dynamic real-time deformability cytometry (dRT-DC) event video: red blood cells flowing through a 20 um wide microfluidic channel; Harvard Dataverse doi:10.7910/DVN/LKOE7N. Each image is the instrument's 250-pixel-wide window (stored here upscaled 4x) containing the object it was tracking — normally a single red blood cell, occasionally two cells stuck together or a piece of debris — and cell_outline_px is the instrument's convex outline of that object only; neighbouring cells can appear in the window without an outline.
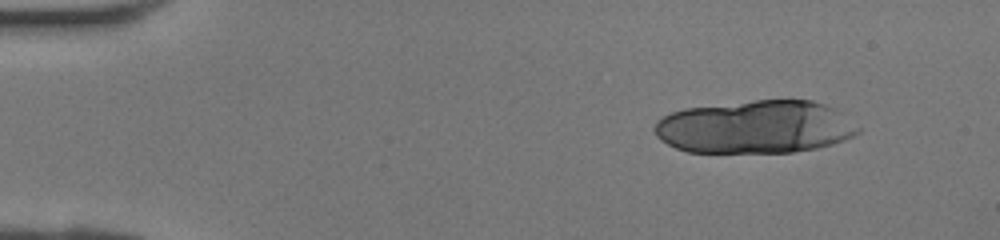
{"species": "human", "species_latin": "Homo sapiens", "temperature_condition": "room temperature", "stored_images_in_passage": 14, "camera_frame_rate_fps": 3000, "um_per_image_px": 0.085, "donor": {"sex": "female"}, "frame": {"image": 1, "passage_image": 4, "time_ms": 1.0, "image_size_px": [1000, 240], "cell_outline_px": [[860, 132], [844, 140], [832, 144], [816, 148], [792, 152], [688, 152], [676, 148], [660, 140], [656, 136], [656, 120], [672, 112], [684, 108], [756, 100], [812, 100], [824, 104], [840, 112], [860, 128]], "centroid_in_image_um": [64.2, 10.79], "position_along_channel_um": 20.8, "area_um2": 62.6}}